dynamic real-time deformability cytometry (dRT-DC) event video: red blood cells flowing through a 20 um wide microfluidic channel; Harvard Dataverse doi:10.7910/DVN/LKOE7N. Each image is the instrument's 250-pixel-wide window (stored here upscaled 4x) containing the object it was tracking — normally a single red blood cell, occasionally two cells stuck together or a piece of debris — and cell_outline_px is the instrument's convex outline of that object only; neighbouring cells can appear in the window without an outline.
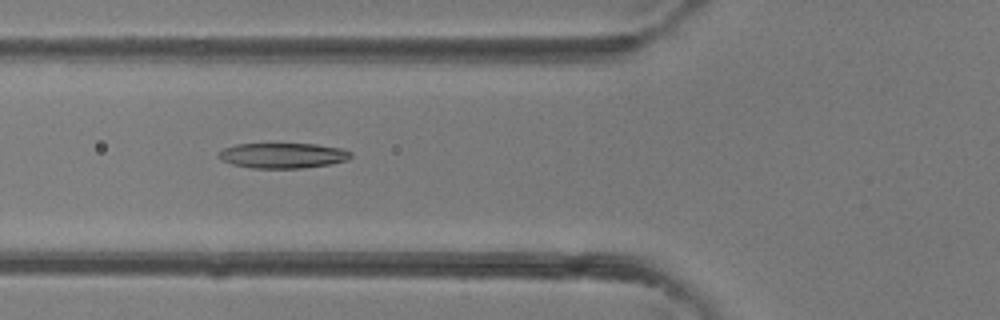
{"species": "common noctule bat (a hibernating species)", "species_latin": "Nyctalus noctula", "temperature_condition": "room temperature", "stored_images_in_passage": 42, "camera_frame_rate_fps": 3000, "um_per_image_px": 0.085, "animal": {"sex": "female"}, "frame": {"image": 1, "passage_image": 16, "time_ms": 5.0, "image_size_px": [1000, 320], "cell_outline_px": [[352, 156], [348, 160], [332, 164], [300, 168], [252, 168], [232, 164], [216, 156], [224, 148], [236, 144], [316, 144], [344, 148], [352, 152]], "centroid_in_image_um": [24.1, 13.21], "position_along_channel_um": 101.7, "area_um2": 19.54}}
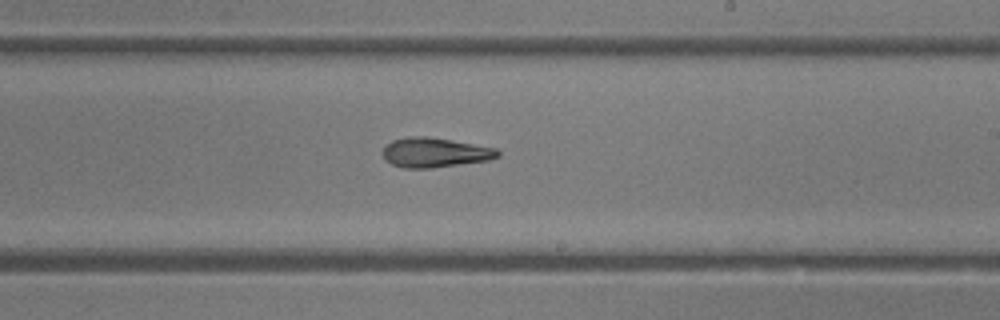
{"frame": {"image": 2, "passage_image": 25, "time_ms": 8.0, "image_size_px": [1000, 320], "cell_outline_px": [[500, 156], [488, 160], [432, 168], [404, 168], [392, 164], [384, 160], [384, 148], [392, 140], [408, 136], [428, 136], [452, 140], [496, 148], [500, 152]], "centroid_in_image_um": [36.96, 12.96], "position_along_channel_um": 252.0, "area_um2": 19.83}}
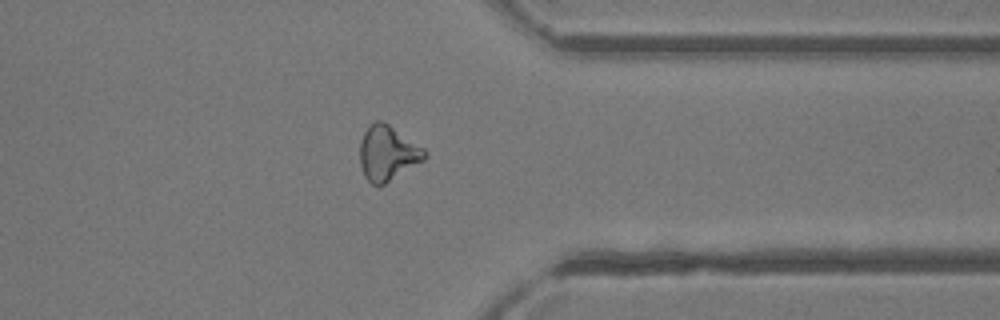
{"frame": {"image": 3, "passage_image": 33, "time_ms": 10.667, "image_size_px": [1000, 320], "cell_outline_px": [[428, 156], [424, 160], [384, 184], [372, 184], [364, 176], [360, 164], [360, 140], [364, 132], [376, 120], [380, 120], [388, 124], [424, 148], [428, 152]], "centroid_in_image_um": [32.95, 13.02], "position_along_channel_um": 378.4, "area_um2": 20.46}}